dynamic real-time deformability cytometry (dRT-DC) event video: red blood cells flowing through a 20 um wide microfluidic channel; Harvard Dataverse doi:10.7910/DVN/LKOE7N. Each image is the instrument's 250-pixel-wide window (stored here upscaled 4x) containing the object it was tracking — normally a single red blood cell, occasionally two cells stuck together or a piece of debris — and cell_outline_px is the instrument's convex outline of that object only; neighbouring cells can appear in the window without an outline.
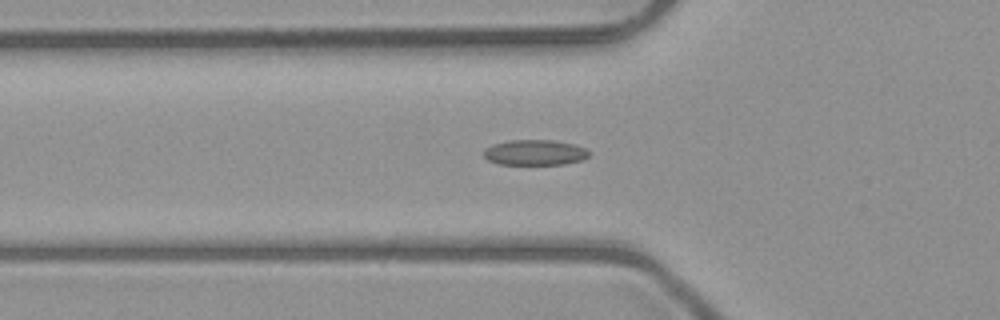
{"species": "common noctule bat (a hibernating species)", "species_latin": "Nyctalus noctula", "temperature_condition": "room temperature", "stored_images_in_passage": 44, "segment_of_instrument_passage": [1, 2], "camera_frame_rate_fps": 3000, "um_per_image_px": 0.085, "animal": {"sex": "male", "body_mass_g": 23.1, "forearm_length_mm": 52.7}, "frame": {"image": 1, "passage_image": 9, "time_ms": 2.667, "image_size_px": [1000, 320], "cell_outline_px": [[592, 152], [588, 156], [580, 160], [564, 164], [500, 164], [488, 160], [484, 156], [484, 148], [492, 144], [508, 140], [552, 140], [572, 144], [584, 148]], "centroid_in_image_um": [45.44, 12.95], "position_along_channel_um": 80.4, "area_um2": 15.55}}
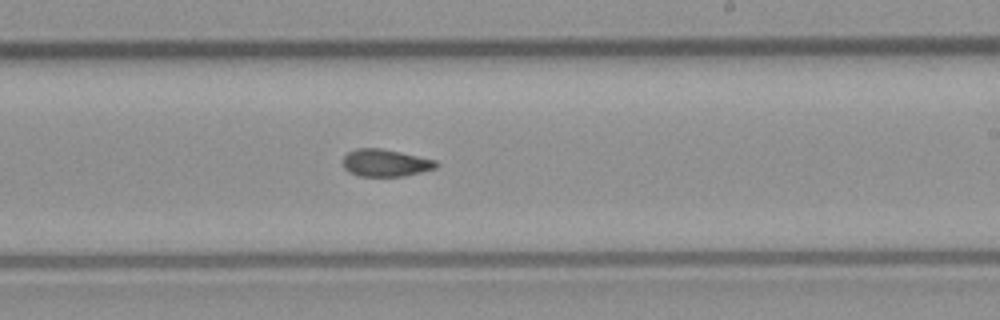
{"frame": {"image": 2, "passage_image": 22, "time_ms": 7.0, "image_size_px": [1000, 320], "cell_outline_px": [[440, 164], [436, 168], [404, 176], [360, 176], [348, 172], [344, 168], [344, 156], [348, 152], [356, 148], [380, 148], [400, 152], [436, 160]], "centroid_in_image_um": [32.77, 13.84], "position_along_channel_um": 256.2, "area_um2": 14.8}}
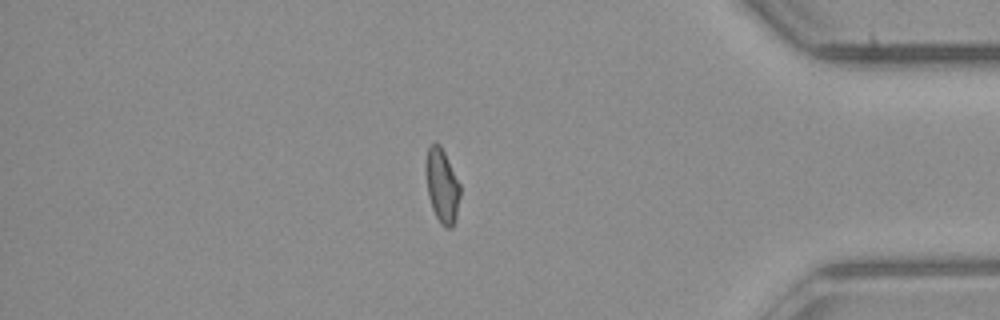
{"frame": {"image": 3, "passage_image": 35, "time_ms": 11.333, "image_size_px": [1000, 320], "cell_outline_px": [[460, 196], [456, 220], [452, 228], [444, 228], [440, 224], [432, 208], [428, 196], [428, 148], [432, 144], [440, 144], [460, 184]], "centroid_in_image_um": [37.63, 15.9], "position_along_channel_um": 397.6, "area_um2": 14.28}}